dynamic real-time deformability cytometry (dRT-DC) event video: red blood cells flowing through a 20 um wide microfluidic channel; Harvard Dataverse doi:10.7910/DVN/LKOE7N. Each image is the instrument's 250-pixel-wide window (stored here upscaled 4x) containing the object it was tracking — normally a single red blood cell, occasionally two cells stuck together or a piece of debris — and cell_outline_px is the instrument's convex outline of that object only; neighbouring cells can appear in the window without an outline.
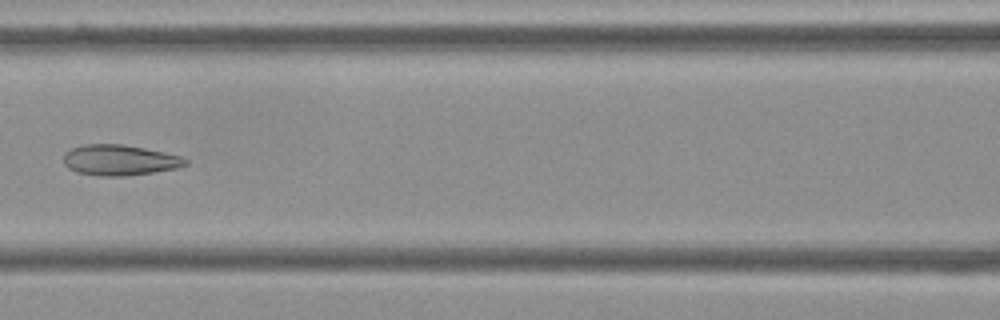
{"species": "Egyptian fruit bat (a non-hibernating species)", "species_latin": "Rousettus aegyptiacus", "temperature_condition": "cold", "stored_images_in_passage": 8, "camera_frame_rate_fps": 3000, "um_per_image_px": 0.085, "frame": {"image": 1, "passage_image": 8, "time_ms": 2.333, "image_size_px": [1000, 320], "cell_outline_px": [[188, 164], [176, 168], [152, 172], [124, 176], [104, 176], [76, 172], [68, 168], [64, 164], [64, 152], [72, 148], [84, 144], [124, 144], [164, 152], [180, 156], [188, 160]], "centroid_in_image_um": [10.14, 13.6], "position_along_channel_um": 156.5, "area_um2": 21.68}}